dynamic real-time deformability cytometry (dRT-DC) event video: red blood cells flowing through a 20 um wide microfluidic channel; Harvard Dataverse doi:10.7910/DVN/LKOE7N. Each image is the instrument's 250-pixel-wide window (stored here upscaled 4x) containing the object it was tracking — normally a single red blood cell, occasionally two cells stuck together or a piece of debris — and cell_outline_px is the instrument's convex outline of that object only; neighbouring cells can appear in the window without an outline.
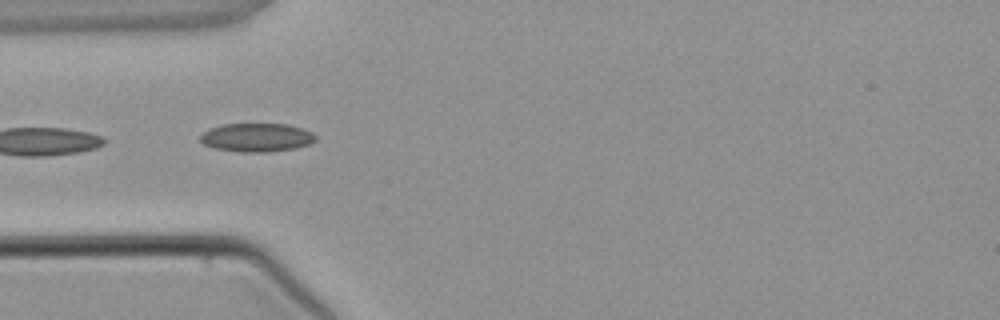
{"species": "common noctule bat (a hibernating species)", "species_latin": "Nyctalus noctula", "temperature_condition": "warm", "stored_images_in_passage": 2, "camera_frame_rate_fps": 3000, "um_per_image_px": 0.085, "animal": {"sex": "male", "body_mass_g": 21.5, "forearm_length_mm": 52.0}, "frame": {"image": 1, "passage_image": 1, "time_ms": 0.0, "image_size_px": [1000, 320], "cell_outline_px": [[316, 140], [308, 144], [296, 148], [268, 152], [240, 152], [212, 148], [204, 144], [200, 140], [200, 136], [208, 128], [220, 124], [288, 124], [304, 128], [312, 132], [316, 136]], "centroid_in_image_um": [21.81, 11.68], "position_along_channel_um": 63.2, "area_um2": 19.42}}